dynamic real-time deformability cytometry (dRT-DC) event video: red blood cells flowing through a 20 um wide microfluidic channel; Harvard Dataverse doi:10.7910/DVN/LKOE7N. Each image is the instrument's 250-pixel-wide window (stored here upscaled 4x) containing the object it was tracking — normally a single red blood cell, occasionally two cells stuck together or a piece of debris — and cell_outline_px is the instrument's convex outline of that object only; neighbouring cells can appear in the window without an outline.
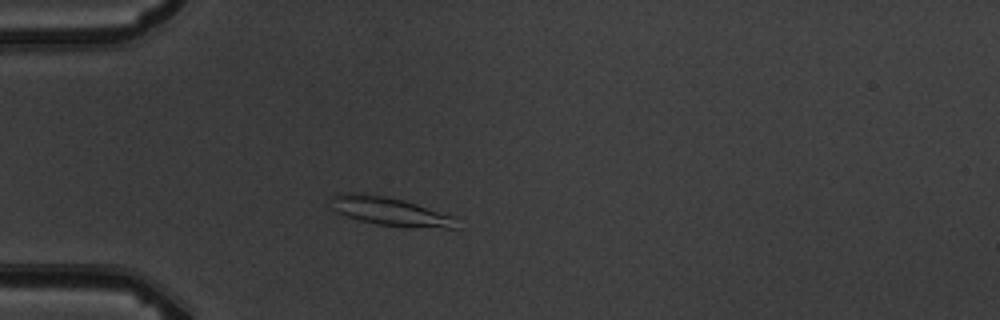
{"species": "common noctule bat (a hibernating species)", "species_latin": "Nyctalus noctula", "temperature_condition": "warm", "stored_images_in_passage": 4, "camera_frame_rate_fps": 3000, "um_per_image_px": 0.085, "animal": {"sex": "male", "body_mass_g": 19.5, "forearm_length_mm": 54.6}, "frame": {"image": 1, "passage_image": 3, "time_ms": 2.333, "image_size_px": [1000, 320], "cell_outline_px": [[456, 228], [408, 228], [376, 224], [360, 220], [336, 212], [332, 208], [328, 196], [340, 192], [364, 192], [404, 200], [456, 216]], "centroid_in_image_um": [33.12, 17.95], "position_along_channel_um": 51.9, "area_um2": 21.44}}